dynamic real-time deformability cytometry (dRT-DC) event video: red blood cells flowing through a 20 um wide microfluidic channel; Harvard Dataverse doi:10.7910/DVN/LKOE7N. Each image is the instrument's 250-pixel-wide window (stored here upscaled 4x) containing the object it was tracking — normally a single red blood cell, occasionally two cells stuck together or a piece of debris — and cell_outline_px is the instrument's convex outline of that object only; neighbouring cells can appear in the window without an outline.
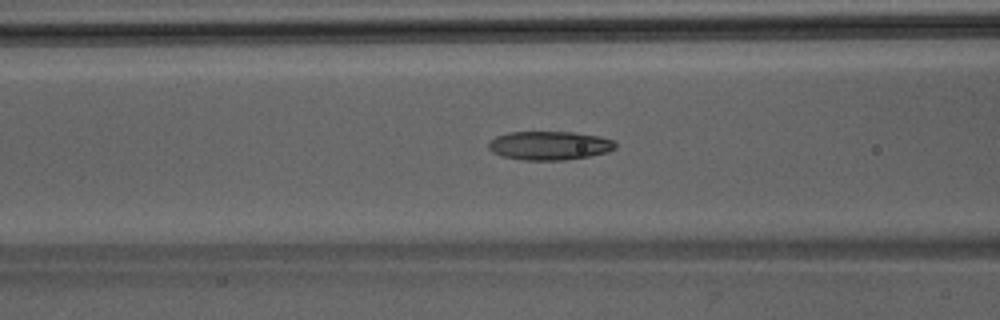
{"species": "Egyptian fruit bat (a non-hibernating species)", "species_latin": "Rousettus aegyptiacus", "temperature_condition": "room temperature", "stored_images_in_passage": 49, "camera_frame_rate_fps": 3000, "um_per_image_px": 0.085, "animal": {"sex": "male"}, "frame": {"image": 1, "passage_image": 20, "time_ms": 6.333, "image_size_px": [1000, 320], "cell_outline_px": [[616, 148], [608, 152], [588, 156], [564, 160], [524, 160], [500, 156], [492, 152], [488, 148], [488, 144], [496, 136], [508, 132], [576, 132], [600, 136], [612, 140], [616, 144]], "centroid_in_image_um": [46.7, 12.37], "position_along_channel_um": 119.9, "area_um2": 21.33}}
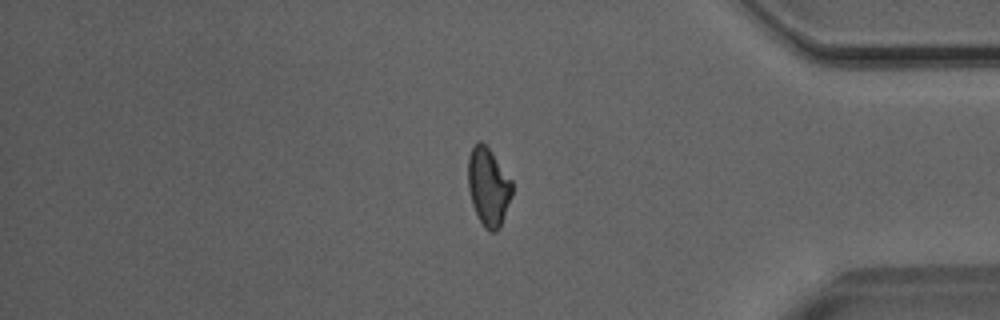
{"frame": {"image": 2, "passage_image": 41, "time_ms": 13.333, "image_size_px": [1000, 320], "cell_outline_px": [[512, 196], [504, 216], [496, 232], [488, 232], [484, 228], [472, 204], [468, 188], [468, 156], [476, 140], [480, 140], [492, 152], [512, 180]], "centroid_in_image_um": [41.5, 15.85], "position_along_channel_um": 393.7, "area_um2": 20.06}}
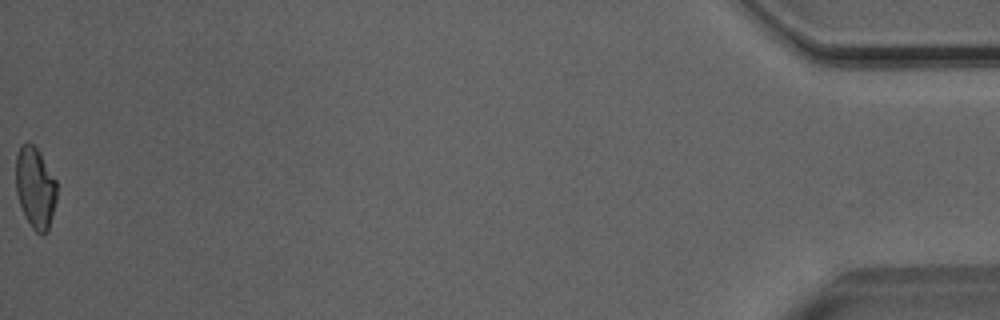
{"frame": {"image": 3, "passage_image": 49, "time_ms": 16.0, "image_size_px": [1000, 320], "cell_outline_px": [[56, 200], [48, 232], [44, 236], [40, 236], [32, 228], [20, 204], [16, 192], [16, 156], [20, 144], [28, 140], [40, 152], [56, 180]], "centroid_in_image_um": [3.0, 15.94], "position_along_channel_um": 432.2, "area_um2": 19.54}}